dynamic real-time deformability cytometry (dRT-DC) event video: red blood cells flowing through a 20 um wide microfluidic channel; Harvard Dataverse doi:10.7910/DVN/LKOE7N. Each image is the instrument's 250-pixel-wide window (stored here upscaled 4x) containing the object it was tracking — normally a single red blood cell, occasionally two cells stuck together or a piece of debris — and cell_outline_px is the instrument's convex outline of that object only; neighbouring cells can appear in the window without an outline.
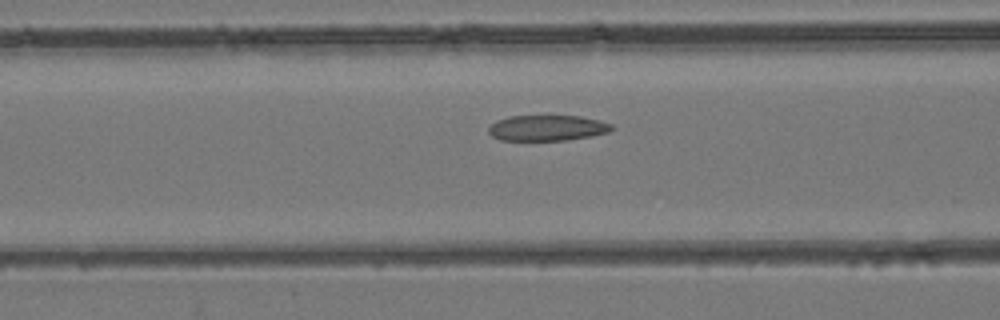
{"species": "common noctule bat (a hibernating species)", "species_latin": "Nyctalus noctula", "temperature_condition": "room temperature", "stored_images_in_passage": 41, "camera_frame_rate_fps": 3000, "um_per_image_px": 0.085, "animal": {"sex": "female", "body_mass_g": 24.6, "forearm_length_mm": 56.2}, "frame": {"image": 1, "passage_image": 11, "time_ms": 3.333, "image_size_px": [1000, 320], "cell_outline_px": [[616, 128], [608, 132], [592, 136], [564, 140], [500, 140], [492, 136], [488, 132], [488, 128], [496, 120], [508, 116], [580, 116], [600, 120], [612, 124]], "centroid_in_image_um": [46.53, 10.87], "position_along_channel_um": 120.1, "area_um2": 18.5}}
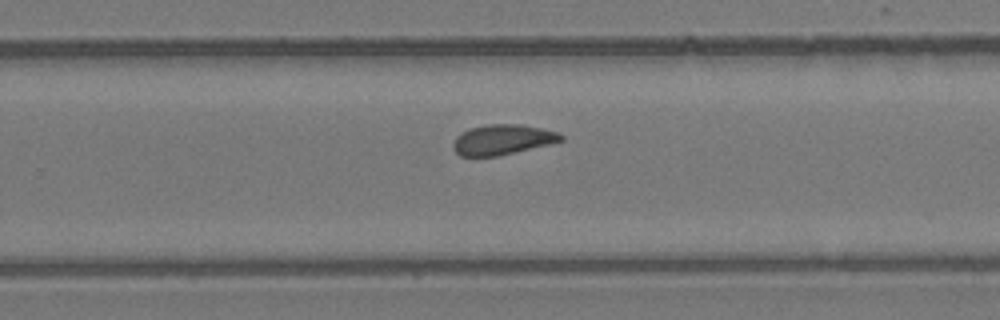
{"frame": {"image": 2, "passage_image": 23, "time_ms": 7.333, "image_size_px": [1000, 320], "cell_outline_px": [[564, 140], [500, 156], [460, 156], [452, 148], [452, 144], [456, 136], [468, 128], [488, 124], [520, 124], [560, 132], [564, 136]], "centroid_in_image_um": [42.69, 11.86], "position_along_channel_um": 287.1, "area_um2": 19.07}}
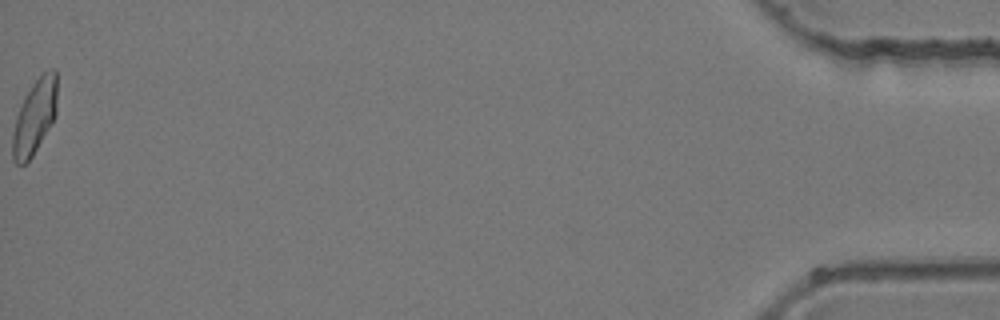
{"frame": {"image": 3, "passage_image": 41, "time_ms": 13.333, "image_size_px": [1000, 320], "cell_outline_px": [[56, 116], [32, 156], [24, 164], [16, 164], [12, 160], [12, 136], [16, 116], [24, 96], [32, 84], [48, 68], [56, 68]], "centroid_in_image_um": [2.93, 9.92], "position_along_channel_um": 432.3, "area_um2": 19.31}}